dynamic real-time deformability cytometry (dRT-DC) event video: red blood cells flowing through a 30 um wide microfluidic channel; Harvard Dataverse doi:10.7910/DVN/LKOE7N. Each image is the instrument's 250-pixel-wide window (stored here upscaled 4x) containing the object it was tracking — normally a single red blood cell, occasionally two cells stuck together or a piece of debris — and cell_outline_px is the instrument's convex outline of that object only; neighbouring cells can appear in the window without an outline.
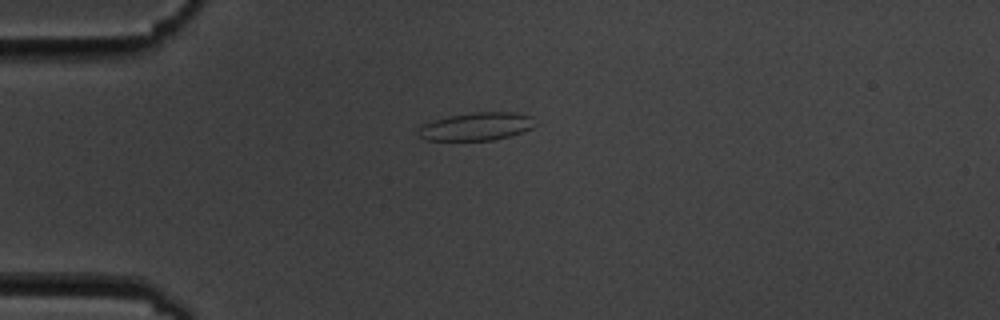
{"species": "common noctule bat (a hibernating species)", "species_latin": "Nyctalus noctula", "temperature_condition": "cold", "stored_images_in_passage": 7, "camera_frame_rate_fps": 3000, "um_per_image_px": 0.085, "animal": {"sex": "male", "body_mass_g": 19.5, "forearm_length_mm": 54.6}, "frame": {"image": 1, "passage_image": 4, "time_ms": 4.333, "image_size_px": [1000, 320], "cell_outline_px": [[536, 124], [532, 128], [496, 140], [424, 140], [420, 136], [420, 128], [424, 124], [432, 120], [448, 116], [472, 112], [516, 112], [532, 116]], "centroid_in_image_um": [40.53, 10.74], "position_along_channel_um": 44.5, "area_um2": 18.96}}
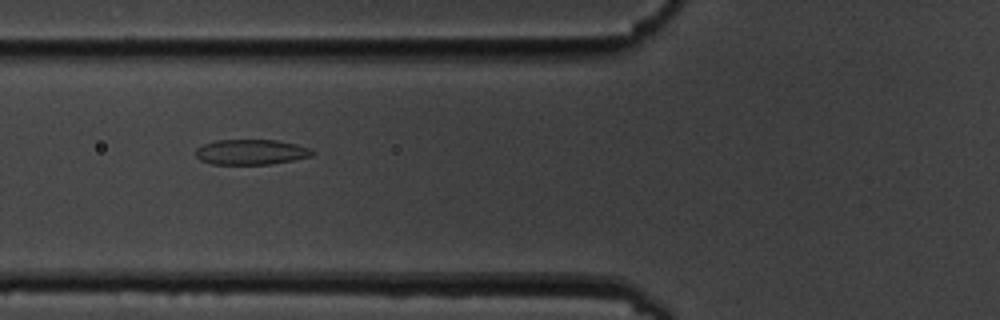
{"frame": {"image": 2, "passage_image": 6, "time_ms": 6.667, "image_size_px": [1000, 320], "cell_outline_px": [[316, 152], [312, 156], [272, 164], [212, 164], [200, 160], [196, 156], [196, 148], [204, 144], [216, 140], [276, 140], [296, 144], [312, 148]], "centroid_in_image_um": [21.37, 12.92], "position_along_channel_um": 104.4, "area_um2": 17.22}}
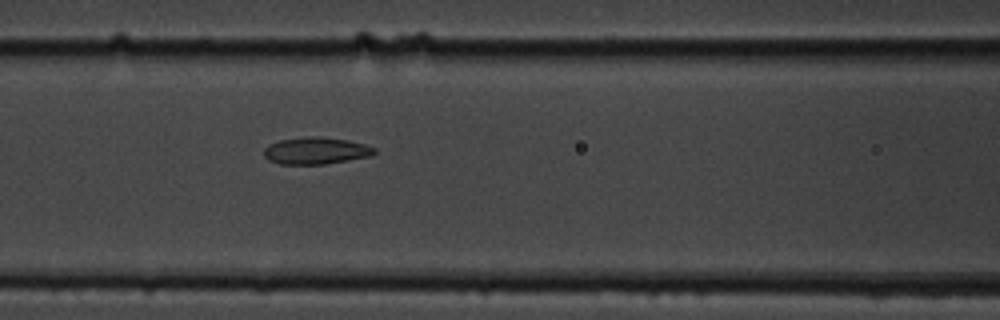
{"frame": {"image": 3, "passage_image": 7, "time_ms": 7.667, "image_size_px": [1000, 320], "cell_outline_px": [[376, 152], [372, 156], [324, 164], [280, 164], [268, 160], [264, 156], [264, 148], [268, 144], [280, 140], [308, 136], [320, 136], [348, 140], [364, 144], [376, 148]], "centroid_in_image_um": [26.85, 12.81], "position_along_channel_um": 139.8, "area_um2": 17.46}}